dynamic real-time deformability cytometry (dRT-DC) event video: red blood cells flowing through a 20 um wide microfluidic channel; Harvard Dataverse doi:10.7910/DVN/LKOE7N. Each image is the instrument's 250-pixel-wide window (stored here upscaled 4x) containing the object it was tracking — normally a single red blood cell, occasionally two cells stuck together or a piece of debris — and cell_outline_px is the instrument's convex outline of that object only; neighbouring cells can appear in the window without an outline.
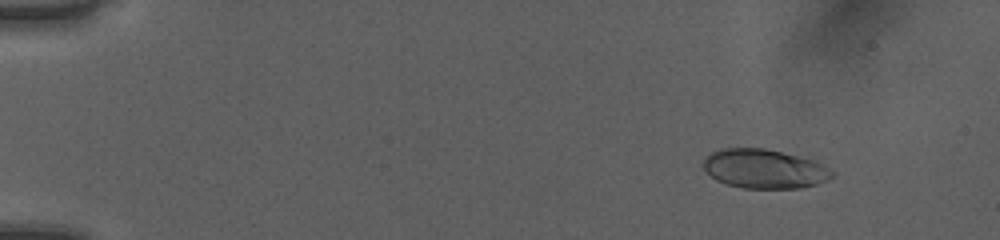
{"species": "human", "species_latin": "Homo sapiens", "temperature_condition": "room temperature", "stored_images_in_passage": 52, "camera_frame_rate_fps": 3000, "um_per_image_px": 0.085, "donor": {"sex": "female"}, "frame": {"image": 1, "passage_image": 7, "time_ms": 2.0, "image_size_px": [1000, 240], "cell_outline_px": [[836, 172], [828, 180], [816, 184], [800, 188], [744, 188], [728, 184], [716, 180], [704, 168], [704, 160], [712, 152], [720, 148], [764, 148], [816, 160]], "centroid_in_image_um": [65.01, 14.34], "position_along_channel_um": 20.0, "area_um2": 29.3}}
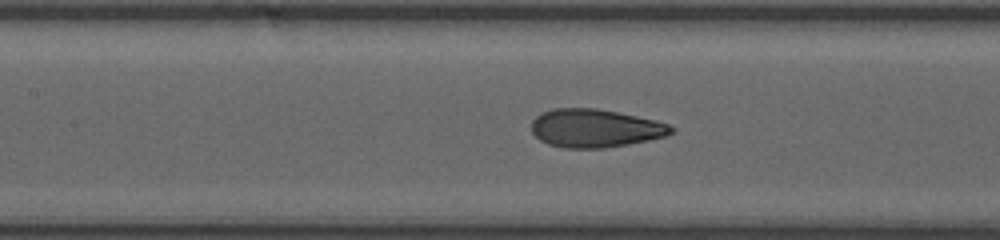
{"frame": {"image": 2, "passage_image": 26, "time_ms": 8.333, "image_size_px": [1000, 240], "cell_outline_px": [[676, 128], [672, 132], [664, 136], [648, 140], [604, 148], [564, 148], [548, 144], [540, 140], [532, 132], [532, 120], [536, 116], [552, 108], [596, 108], [656, 120], [668, 124]], "centroid_in_image_um": [50.57, 10.9], "position_along_channel_um": 156.8, "area_um2": 30.98}}
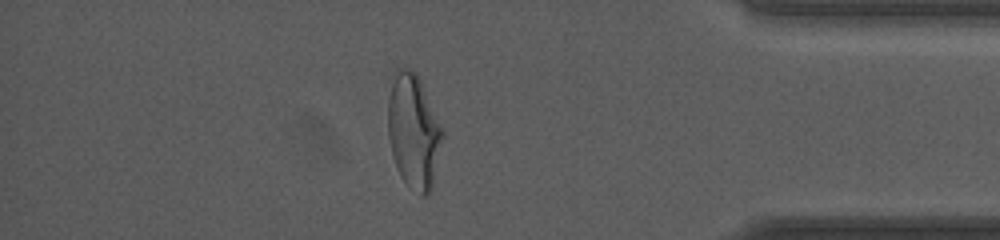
{"frame": {"image": 3, "passage_image": 46, "time_ms": 15.0, "image_size_px": [1000, 240], "cell_outline_px": [[444, 132], [432, 188], [428, 196], [420, 196], [400, 176], [392, 152], [388, 136], [388, 100], [396, 68], [408, 68], [416, 72], [420, 80]], "centroid_in_image_um": [35.16, 11.17], "position_along_channel_um": 400.0, "area_um2": 35.89}, "authors_computed_cell_mechanics": {"area_um2": 30.9808, "velocity_mm_per_s": 4.0554, "shape_relaxation_time_tau1_ms": 4.6759, "shape_relaxation_time_tau2_ms": 0.78, "deformation_change_tau1": 0.1764, "deformation_change_tau2": 0.0655}}